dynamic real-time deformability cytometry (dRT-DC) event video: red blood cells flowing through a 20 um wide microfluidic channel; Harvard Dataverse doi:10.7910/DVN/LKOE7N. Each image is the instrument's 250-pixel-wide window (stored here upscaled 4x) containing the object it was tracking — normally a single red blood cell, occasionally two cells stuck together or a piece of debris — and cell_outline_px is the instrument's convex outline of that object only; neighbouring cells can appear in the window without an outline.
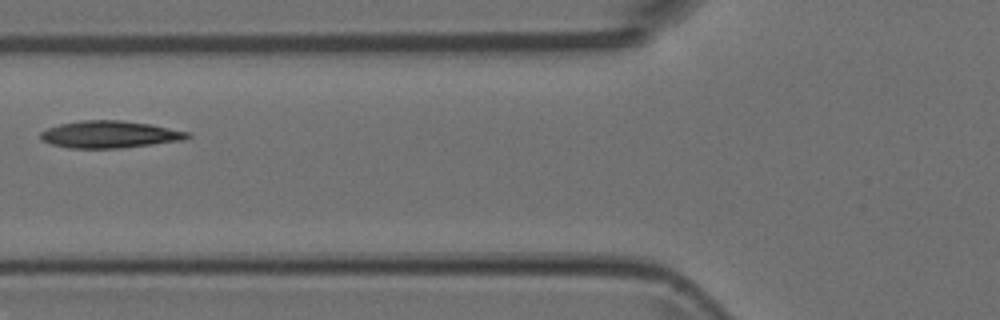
{"species": "Egyptian fruit bat (a non-hibernating species)", "species_latin": "Rousettus aegyptiacus", "temperature_condition": "room temperature", "stored_images_in_passage": 2, "camera_frame_rate_fps": 3000, "um_per_image_px": 0.085, "animal": {"sex": "female"}, "frame": {"image": 1, "passage_image": 2, "time_ms": 0.333, "image_size_px": [1000, 320], "cell_outline_px": [[192, 136], [184, 140], [120, 148], [68, 148], [52, 144], [40, 140], [40, 132], [48, 128], [60, 124], [80, 120], [120, 120], [152, 124], [192, 132]], "centroid_in_image_um": [9.36, 11.42], "position_along_channel_um": 116.4, "area_um2": 23.41}}